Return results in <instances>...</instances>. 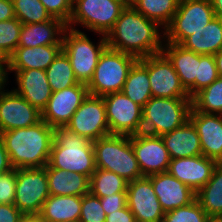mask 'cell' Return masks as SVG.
Returning <instances> with one entry per match:
<instances>
[{
  "label": "cell",
  "instance_id": "1",
  "mask_svg": "<svg viewBox=\"0 0 222 222\" xmlns=\"http://www.w3.org/2000/svg\"><path fill=\"white\" fill-rule=\"evenodd\" d=\"M159 28L128 4L106 35L107 47L137 59L162 53L164 31Z\"/></svg>",
  "mask_w": 222,
  "mask_h": 222
},
{
  "label": "cell",
  "instance_id": "2",
  "mask_svg": "<svg viewBox=\"0 0 222 222\" xmlns=\"http://www.w3.org/2000/svg\"><path fill=\"white\" fill-rule=\"evenodd\" d=\"M55 128L41 120L36 125L0 133L14 169L48 164Z\"/></svg>",
  "mask_w": 222,
  "mask_h": 222
},
{
  "label": "cell",
  "instance_id": "3",
  "mask_svg": "<svg viewBox=\"0 0 222 222\" xmlns=\"http://www.w3.org/2000/svg\"><path fill=\"white\" fill-rule=\"evenodd\" d=\"M47 165L90 178L96 170L93 142L65 127H57Z\"/></svg>",
  "mask_w": 222,
  "mask_h": 222
},
{
  "label": "cell",
  "instance_id": "4",
  "mask_svg": "<svg viewBox=\"0 0 222 222\" xmlns=\"http://www.w3.org/2000/svg\"><path fill=\"white\" fill-rule=\"evenodd\" d=\"M93 150L96 168L112 171L128 182L143 177L131 136L109 134L93 141Z\"/></svg>",
  "mask_w": 222,
  "mask_h": 222
},
{
  "label": "cell",
  "instance_id": "5",
  "mask_svg": "<svg viewBox=\"0 0 222 222\" xmlns=\"http://www.w3.org/2000/svg\"><path fill=\"white\" fill-rule=\"evenodd\" d=\"M192 98L152 97L142 108V132L155 136L172 132L189 120Z\"/></svg>",
  "mask_w": 222,
  "mask_h": 222
},
{
  "label": "cell",
  "instance_id": "6",
  "mask_svg": "<svg viewBox=\"0 0 222 222\" xmlns=\"http://www.w3.org/2000/svg\"><path fill=\"white\" fill-rule=\"evenodd\" d=\"M138 59L106 47L101 53L92 79L87 84L90 95L103 97L121 92L128 73Z\"/></svg>",
  "mask_w": 222,
  "mask_h": 222
},
{
  "label": "cell",
  "instance_id": "7",
  "mask_svg": "<svg viewBox=\"0 0 222 222\" xmlns=\"http://www.w3.org/2000/svg\"><path fill=\"white\" fill-rule=\"evenodd\" d=\"M95 45L84 32L66 28L62 38V51L70 60L76 79L88 84L92 79L99 57L107 47L106 36L102 35Z\"/></svg>",
  "mask_w": 222,
  "mask_h": 222
},
{
  "label": "cell",
  "instance_id": "8",
  "mask_svg": "<svg viewBox=\"0 0 222 222\" xmlns=\"http://www.w3.org/2000/svg\"><path fill=\"white\" fill-rule=\"evenodd\" d=\"M127 5L124 0H73L67 27L74 30V24H80L87 30L106 36Z\"/></svg>",
  "mask_w": 222,
  "mask_h": 222
},
{
  "label": "cell",
  "instance_id": "9",
  "mask_svg": "<svg viewBox=\"0 0 222 222\" xmlns=\"http://www.w3.org/2000/svg\"><path fill=\"white\" fill-rule=\"evenodd\" d=\"M214 17L210 0H180L170 24L164 29V42L181 44Z\"/></svg>",
  "mask_w": 222,
  "mask_h": 222
},
{
  "label": "cell",
  "instance_id": "10",
  "mask_svg": "<svg viewBox=\"0 0 222 222\" xmlns=\"http://www.w3.org/2000/svg\"><path fill=\"white\" fill-rule=\"evenodd\" d=\"M49 195L45 167L16 169L14 205L23 214H39Z\"/></svg>",
  "mask_w": 222,
  "mask_h": 222
},
{
  "label": "cell",
  "instance_id": "11",
  "mask_svg": "<svg viewBox=\"0 0 222 222\" xmlns=\"http://www.w3.org/2000/svg\"><path fill=\"white\" fill-rule=\"evenodd\" d=\"M65 128L92 142L109 135L103 97L88 94Z\"/></svg>",
  "mask_w": 222,
  "mask_h": 222
},
{
  "label": "cell",
  "instance_id": "12",
  "mask_svg": "<svg viewBox=\"0 0 222 222\" xmlns=\"http://www.w3.org/2000/svg\"><path fill=\"white\" fill-rule=\"evenodd\" d=\"M110 134L136 135L142 132V107L122 91L103 96Z\"/></svg>",
  "mask_w": 222,
  "mask_h": 222
},
{
  "label": "cell",
  "instance_id": "13",
  "mask_svg": "<svg viewBox=\"0 0 222 222\" xmlns=\"http://www.w3.org/2000/svg\"><path fill=\"white\" fill-rule=\"evenodd\" d=\"M88 94L84 83L53 92L41 112V120L53 128L65 127Z\"/></svg>",
  "mask_w": 222,
  "mask_h": 222
},
{
  "label": "cell",
  "instance_id": "14",
  "mask_svg": "<svg viewBox=\"0 0 222 222\" xmlns=\"http://www.w3.org/2000/svg\"><path fill=\"white\" fill-rule=\"evenodd\" d=\"M131 145L143 177L168 171L171 158L161 136L141 132L131 135Z\"/></svg>",
  "mask_w": 222,
  "mask_h": 222
},
{
  "label": "cell",
  "instance_id": "15",
  "mask_svg": "<svg viewBox=\"0 0 222 222\" xmlns=\"http://www.w3.org/2000/svg\"><path fill=\"white\" fill-rule=\"evenodd\" d=\"M147 71L152 97L191 98L163 53L147 56Z\"/></svg>",
  "mask_w": 222,
  "mask_h": 222
},
{
  "label": "cell",
  "instance_id": "16",
  "mask_svg": "<svg viewBox=\"0 0 222 222\" xmlns=\"http://www.w3.org/2000/svg\"><path fill=\"white\" fill-rule=\"evenodd\" d=\"M127 206L136 222H162L165 215L148 177L127 184Z\"/></svg>",
  "mask_w": 222,
  "mask_h": 222
},
{
  "label": "cell",
  "instance_id": "17",
  "mask_svg": "<svg viewBox=\"0 0 222 222\" xmlns=\"http://www.w3.org/2000/svg\"><path fill=\"white\" fill-rule=\"evenodd\" d=\"M41 112L13 89L0 92V133L36 125Z\"/></svg>",
  "mask_w": 222,
  "mask_h": 222
},
{
  "label": "cell",
  "instance_id": "18",
  "mask_svg": "<svg viewBox=\"0 0 222 222\" xmlns=\"http://www.w3.org/2000/svg\"><path fill=\"white\" fill-rule=\"evenodd\" d=\"M217 163L204 155L171 159L168 172L197 193L211 179Z\"/></svg>",
  "mask_w": 222,
  "mask_h": 222
},
{
  "label": "cell",
  "instance_id": "19",
  "mask_svg": "<svg viewBox=\"0 0 222 222\" xmlns=\"http://www.w3.org/2000/svg\"><path fill=\"white\" fill-rule=\"evenodd\" d=\"M189 120L199 135L202 155L221 163L222 115L190 111Z\"/></svg>",
  "mask_w": 222,
  "mask_h": 222
},
{
  "label": "cell",
  "instance_id": "20",
  "mask_svg": "<svg viewBox=\"0 0 222 222\" xmlns=\"http://www.w3.org/2000/svg\"><path fill=\"white\" fill-rule=\"evenodd\" d=\"M164 212L187 206L196 198L187 185L173 177L168 171L148 176Z\"/></svg>",
  "mask_w": 222,
  "mask_h": 222
},
{
  "label": "cell",
  "instance_id": "21",
  "mask_svg": "<svg viewBox=\"0 0 222 222\" xmlns=\"http://www.w3.org/2000/svg\"><path fill=\"white\" fill-rule=\"evenodd\" d=\"M13 72L17 83V89L13 90L42 112L53 93L45 70L27 69Z\"/></svg>",
  "mask_w": 222,
  "mask_h": 222
},
{
  "label": "cell",
  "instance_id": "22",
  "mask_svg": "<svg viewBox=\"0 0 222 222\" xmlns=\"http://www.w3.org/2000/svg\"><path fill=\"white\" fill-rule=\"evenodd\" d=\"M162 53L172 63L179 79L192 98L195 95V78H198L199 54L180 44L164 42Z\"/></svg>",
  "mask_w": 222,
  "mask_h": 222
},
{
  "label": "cell",
  "instance_id": "23",
  "mask_svg": "<svg viewBox=\"0 0 222 222\" xmlns=\"http://www.w3.org/2000/svg\"><path fill=\"white\" fill-rule=\"evenodd\" d=\"M62 51V44L37 47H17L7 58L8 71L46 70Z\"/></svg>",
  "mask_w": 222,
  "mask_h": 222
},
{
  "label": "cell",
  "instance_id": "24",
  "mask_svg": "<svg viewBox=\"0 0 222 222\" xmlns=\"http://www.w3.org/2000/svg\"><path fill=\"white\" fill-rule=\"evenodd\" d=\"M67 24L59 18H52L35 24H22L18 47H37L62 44Z\"/></svg>",
  "mask_w": 222,
  "mask_h": 222
},
{
  "label": "cell",
  "instance_id": "25",
  "mask_svg": "<svg viewBox=\"0 0 222 222\" xmlns=\"http://www.w3.org/2000/svg\"><path fill=\"white\" fill-rule=\"evenodd\" d=\"M161 138L171 159L202 155L199 135L190 120Z\"/></svg>",
  "mask_w": 222,
  "mask_h": 222
},
{
  "label": "cell",
  "instance_id": "26",
  "mask_svg": "<svg viewBox=\"0 0 222 222\" xmlns=\"http://www.w3.org/2000/svg\"><path fill=\"white\" fill-rule=\"evenodd\" d=\"M50 195L84 196L89 193L90 178L78 173L45 166Z\"/></svg>",
  "mask_w": 222,
  "mask_h": 222
},
{
  "label": "cell",
  "instance_id": "27",
  "mask_svg": "<svg viewBox=\"0 0 222 222\" xmlns=\"http://www.w3.org/2000/svg\"><path fill=\"white\" fill-rule=\"evenodd\" d=\"M39 215L46 222H79L81 196L49 195Z\"/></svg>",
  "mask_w": 222,
  "mask_h": 222
},
{
  "label": "cell",
  "instance_id": "28",
  "mask_svg": "<svg viewBox=\"0 0 222 222\" xmlns=\"http://www.w3.org/2000/svg\"><path fill=\"white\" fill-rule=\"evenodd\" d=\"M200 55H214L222 49V19L214 17L205 27L188 36L181 44Z\"/></svg>",
  "mask_w": 222,
  "mask_h": 222
},
{
  "label": "cell",
  "instance_id": "29",
  "mask_svg": "<svg viewBox=\"0 0 222 222\" xmlns=\"http://www.w3.org/2000/svg\"><path fill=\"white\" fill-rule=\"evenodd\" d=\"M122 92L142 108L152 98L147 57L138 59L131 67Z\"/></svg>",
  "mask_w": 222,
  "mask_h": 222
},
{
  "label": "cell",
  "instance_id": "30",
  "mask_svg": "<svg viewBox=\"0 0 222 222\" xmlns=\"http://www.w3.org/2000/svg\"><path fill=\"white\" fill-rule=\"evenodd\" d=\"M195 198L211 218L222 217V162L217 163L211 179L196 193Z\"/></svg>",
  "mask_w": 222,
  "mask_h": 222
},
{
  "label": "cell",
  "instance_id": "31",
  "mask_svg": "<svg viewBox=\"0 0 222 222\" xmlns=\"http://www.w3.org/2000/svg\"><path fill=\"white\" fill-rule=\"evenodd\" d=\"M180 0H132L130 5L163 30L170 24Z\"/></svg>",
  "mask_w": 222,
  "mask_h": 222
},
{
  "label": "cell",
  "instance_id": "32",
  "mask_svg": "<svg viewBox=\"0 0 222 222\" xmlns=\"http://www.w3.org/2000/svg\"><path fill=\"white\" fill-rule=\"evenodd\" d=\"M53 92L79 84L67 55L61 51L45 70Z\"/></svg>",
  "mask_w": 222,
  "mask_h": 222
},
{
  "label": "cell",
  "instance_id": "33",
  "mask_svg": "<svg viewBox=\"0 0 222 222\" xmlns=\"http://www.w3.org/2000/svg\"><path fill=\"white\" fill-rule=\"evenodd\" d=\"M128 181L118 174L96 168L90 177L89 192L101 198L127 191Z\"/></svg>",
  "mask_w": 222,
  "mask_h": 222
},
{
  "label": "cell",
  "instance_id": "34",
  "mask_svg": "<svg viewBox=\"0 0 222 222\" xmlns=\"http://www.w3.org/2000/svg\"><path fill=\"white\" fill-rule=\"evenodd\" d=\"M191 111L222 115L221 76L192 97Z\"/></svg>",
  "mask_w": 222,
  "mask_h": 222
},
{
  "label": "cell",
  "instance_id": "35",
  "mask_svg": "<svg viewBox=\"0 0 222 222\" xmlns=\"http://www.w3.org/2000/svg\"><path fill=\"white\" fill-rule=\"evenodd\" d=\"M12 2L15 17L22 24H35L53 18L40 0H12Z\"/></svg>",
  "mask_w": 222,
  "mask_h": 222
},
{
  "label": "cell",
  "instance_id": "36",
  "mask_svg": "<svg viewBox=\"0 0 222 222\" xmlns=\"http://www.w3.org/2000/svg\"><path fill=\"white\" fill-rule=\"evenodd\" d=\"M22 23L16 17L0 21V55L8 58L18 47Z\"/></svg>",
  "mask_w": 222,
  "mask_h": 222
},
{
  "label": "cell",
  "instance_id": "37",
  "mask_svg": "<svg viewBox=\"0 0 222 222\" xmlns=\"http://www.w3.org/2000/svg\"><path fill=\"white\" fill-rule=\"evenodd\" d=\"M210 219L195 199L187 206L165 212L162 222H208Z\"/></svg>",
  "mask_w": 222,
  "mask_h": 222
},
{
  "label": "cell",
  "instance_id": "38",
  "mask_svg": "<svg viewBox=\"0 0 222 222\" xmlns=\"http://www.w3.org/2000/svg\"><path fill=\"white\" fill-rule=\"evenodd\" d=\"M106 213L100 202V198L92 193H86L81 197V215L79 222H105Z\"/></svg>",
  "mask_w": 222,
  "mask_h": 222
},
{
  "label": "cell",
  "instance_id": "39",
  "mask_svg": "<svg viewBox=\"0 0 222 222\" xmlns=\"http://www.w3.org/2000/svg\"><path fill=\"white\" fill-rule=\"evenodd\" d=\"M219 77L216 62L213 55L199 54L198 78H195V94L209 86Z\"/></svg>",
  "mask_w": 222,
  "mask_h": 222
},
{
  "label": "cell",
  "instance_id": "40",
  "mask_svg": "<svg viewBox=\"0 0 222 222\" xmlns=\"http://www.w3.org/2000/svg\"><path fill=\"white\" fill-rule=\"evenodd\" d=\"M16 169L0 174V204H14Z\"/></svg>",
  "mask_w": 222,
  "mask_h": 222
},
{
  "label": "cell",
  "instance_id": "41",
  "mask_svg": "<svg viewBox=\"0 0 222 222\" xmlns=\"http://www.w3.org/2000/svg\"><path fill=\"white\" fill-rule=\"evenodd\" d=\"M54 18H59L68 24L72 14L73 0H40Z\"/></svg>",
  "mask_w": 222,
  "mask_h": 222
},
{
  "label": "cell",
  "instance_id": "42",
  "mask_svg": "<svg viewBox=\"0 0 222 222\" xmlns=\"http://www.w3.org/2000/svg\"><path fill=\"white\" fill-rule=\"evenodd\" d=\"M101 205L106 215L127 206V192H118L100 198Z\"/></svg>",
  "mask_w": 222,
  "mask_h": 222
},
{
  "label": "cell",
  "instance_id": "43",
  "mask_svg": "<svg viewBox=\"0 0 222 222\" xmlns=\"http://www.w3.org/2000/svg\"><path fill=\"white\" fill-rule=\"evenodd\" d=\"M23 215L14 204H0V222H20Z\"/></svg>",
  "mask_w": 222,
  "mask_h": 222
},
{
  "label": "cell",
  "instance_id": "44",
  "mask_svg": "<svg viewBox=\"0 0 222 222\" xmlns=\"http://www.w3.org/2000/svg\"><path fill=\"white\" fill-rule=\"evenodd\" d=\"M105 222H136V219L128 206H126L106 215Z\"/></svg>",
  "mask_w": 222,
  "mask_h": 222
},
{
  "label": "cell",
  "instance_id": "45",
  "mask_svg": "<svg viewBox=\"0 0 222 222\" xmlns=\"http://www.w3.org/2000/svg\"><path fill=\"white\" fill-rule=\"evenodd\" d=\"M14 169L9 158V154L5 148L3 140L0 138V174L7 173Z\"/></svg>",
  "mask_w": 222,
  "mask_h": 222
},
{
  "label": "cell",
  "instance_id": "46",
  "mask_svg": "<svg viewBox=\"0 0 222 222\" xmlns=\"http://www.w3.org/2000/svg\"><path fill=\"white\" fill-rule=\"evenodd\" d=\"M15 18L12 0H0V21Z\"/></svg>",
  "mask_w": 222,
  "mask_h": 222
},
{
  "label": "cell",
  "instance_id": "47",
  "mask_svg": "<svg viewBox=\"0 0 222 222\" xmlns=\"http://www.w3.org/2000/svg\"><path fill=\"white\" fill-rule=\"evenodd\" d=\"M8 63L7 58L0 55V92L4 90V87L8 80Z\"/></svg>",
  "mask_w": 222,
  "mask_h": 222
},
{
  "label": "cell",
  "instance_id": "48",
  "mask_svg": "<svg viewBox=\"0 0 222 222\" xmlns=\"http://www.w3.org/2000/svg\"><path fill=\"white\" fill-rule=\"evenodd\" d=\"M20 222H46L39 214H24Z\"/></svg>",
  "mask_w": 222,
  "mask_h": 222
},
{
  "label": "cell",
  "instance_id": "49",
  "mask_svg": "<svg viewBox=\"0 0 222 222\" xmlns=\"http://www.w3.org/2000/svg\"><path fill=\"white\" fill-rule=\"evenodd\" d=\"M215 17L222 19V0H210Z\"/></svg>",
  "mask_w": 222,
  "mask_h": 222
},
{
  "label": "cell",
  "instance_id": "50",
  "mask_svg": "<svg viewBox=\"0 0 222 222\" xmlns=\"http://www.w3.org/2000/svg\"><path fill=\"white\" fill-rule=\"evenodd\" d=\"M213 56L216 62L218 74L219 76L222 77V49L217 54H214Z\"/></svg>",
  "mask_w": 222,
  "mask_h": 222
},
{
  "label": "cell",
  "instance_id": "51",
  "mask_svg": "<svg viewBox=\"0 0 222 222\" xmlns=\"http://www.w3.org/2000/svg\"><path fill=\"white\" fill-rule=\"evenodd\" d=\"M208 222H222L221 218H211Z\"/></svg>",
  "mask_w": 222,
  "mask_h": 222
},
{
  "label": "cell",
  "instance_id": "52",
  "mask_svg": "<svg viewBox=\"0 0 222 222\" xmlns=\"http://www.w3.org/2000/svg\"><path fill=\"white\" fill-rule=\"evenodd\" d=\"M124 1L130 4L132 0H124Z\"/></svg>",
  "mask_w": 222,
  "mask_h": 222
}]
</instances>
